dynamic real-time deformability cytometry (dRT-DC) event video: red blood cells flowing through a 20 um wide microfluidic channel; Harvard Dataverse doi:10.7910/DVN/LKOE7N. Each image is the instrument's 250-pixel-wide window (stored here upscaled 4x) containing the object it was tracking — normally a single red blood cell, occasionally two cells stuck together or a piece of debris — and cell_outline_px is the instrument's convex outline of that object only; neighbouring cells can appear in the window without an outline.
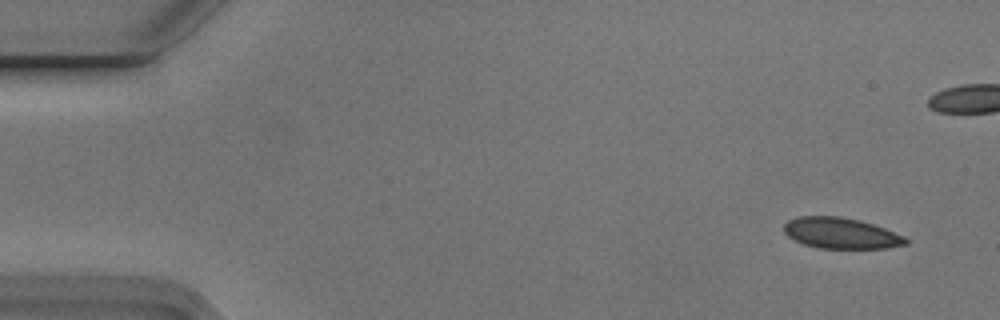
{"species": "Egyptian fruit bat (a non-hibernating species)", "species_latin": "Rousettus aegyptiacus", "temperature_condition": "cold", "stored_images_in_passage": 9, "segment_of_instrument_passage": [1, 2], "camera_frame_rate_fps": 3000, "um_per_image_px": 0.085, "animal": {"sex": "male"}, "frame": {"image": 1, "passage_image": 1, "time_ms": 0.0, "image_size_px": [1000, 320], "cell_outline_px": [[908, 244], [888, 248], [816, 248], [804, 244], [788, 236], [784, 232], [784, 224], [788, 220], [800, 216], [840, 216], [860, 220], [884, 228], [904, 236], [908, 240]], "centroid_in_image_um": [71.48, 19.82], "position_along_channel_um": 13.5, "area_um2": 21.91}}
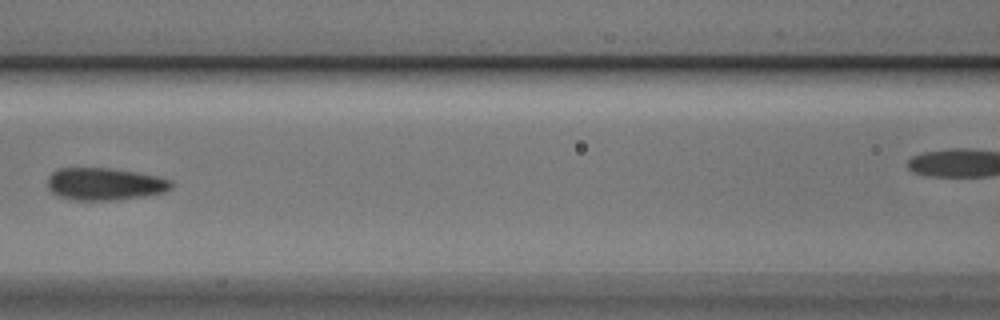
{"frame": {"image": 2, "passage_image": 7, "time_ms": 2.0, "image_size_px": [1000, 320], "cell_outline_px": [[172, 188], [164, 192], [144, 196], [116, 200], [76, 200], [60, 196], [52, 192], [48, 188], [48, 176], [56, 168], [108, 168], [136, 172], [156, 176], [172, 180]], "centroid_in_image_um": [8.9, 15.63], "position_along_channel_um": 157.7, "area_um2": 23.29}}
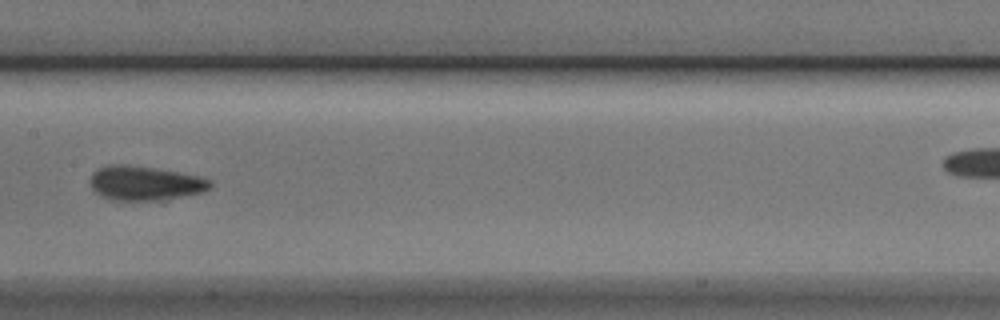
{"frame": {"image": 3, "passage_image": 8, "time_ms": 2.333, "image_size_px": [1000, 320], "cell_outline_px": [[212, 184], [204, 192], [156, 200], [112, 200], [100, 196], [92, 188], [92, 172], [108, 164], [128, 164], [176, 172], [196, 176], [212, 180]], "centroid_in_image_um": [12.29, 15.56], "position_along_channel_um": 195.1, "area_um2": 23.58}}